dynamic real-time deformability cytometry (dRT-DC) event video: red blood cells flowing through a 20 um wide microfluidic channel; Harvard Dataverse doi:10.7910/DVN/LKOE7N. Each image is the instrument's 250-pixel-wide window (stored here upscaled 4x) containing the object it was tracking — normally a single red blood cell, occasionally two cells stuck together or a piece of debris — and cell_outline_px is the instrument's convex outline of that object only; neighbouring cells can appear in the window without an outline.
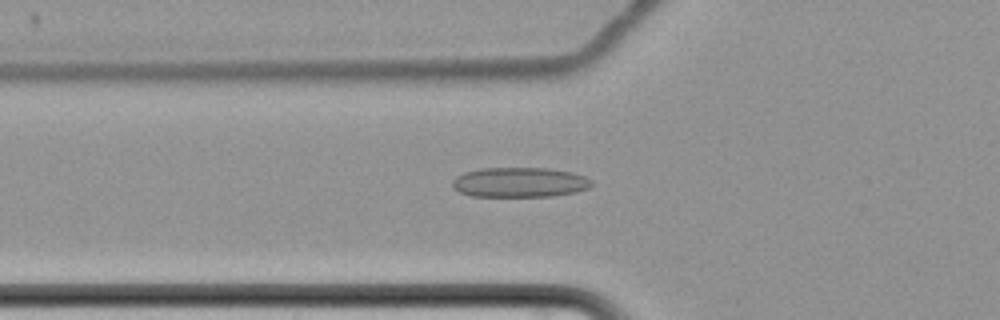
{"species": "common noctule bat (a hibernating species)", "species_latin": "Nyctalus noctula", "temperature_condition": "cold", "stored_images_in_passage": 64, "camera_frame_rate_fps": 3000, "um_per_image_px": 0.085, "animal": {"sex": "female", "body_mass_g": 22.7, "forearm_length_mm": 54.2}, "frame": {"image": 1, "passage_image": 26, "time_ms": 8.333, "image_size_px": [1000, 320], "cell_outline_px": [[592, 184], [588, 188], [576, 192], [552, 196], [472, 196], [460, 192], [452, 188], [452, 180], [456, 176], [464, 172], [480, 168], [548, 168], [572, 172], [584, 176], [592, 180]], "centroid_in_image_um": [44.15, 15.49], "position_along_channel_um": 81.6, "area_um2": 24.33}}
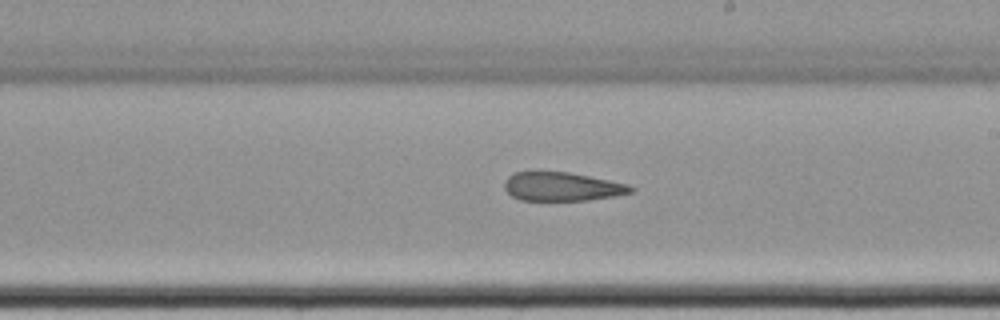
{"frame": {"image": 2, "passage_image": 40, "time_ms": 13.0, "image_size_px": [1000, 320], "cell_outline_px": [[636, 188], [632, 192], [612, 196], [588, 200], [520, 200], [512, 196], [504, 188], [504, 180], [508, 176], [516, 172], [568, 172], [628, 184]], "centroid_in_image_um": [47.75, 15.86], "position_along_channel_um": 241.2, "area_um2": 20.92}}
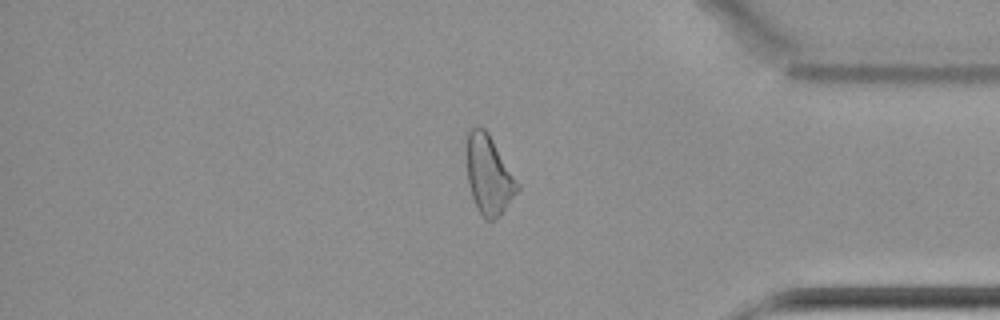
{"frame": {"image": 3, "passage_image": 55, "time_ms": 18.0, "image_size_px": [1000, 320], "cell_outline_px": [[520, 188], [500, 216], [492, 220], [484, 220], [472, 196], [468, 184], [468, 132], [476, 124], [484, 128], [488, 132], [520, 184]], "centroid_in_image_um": [41.58, 14.87], "position_along_channel_um": 393.6, "area_um2": 23.06}}